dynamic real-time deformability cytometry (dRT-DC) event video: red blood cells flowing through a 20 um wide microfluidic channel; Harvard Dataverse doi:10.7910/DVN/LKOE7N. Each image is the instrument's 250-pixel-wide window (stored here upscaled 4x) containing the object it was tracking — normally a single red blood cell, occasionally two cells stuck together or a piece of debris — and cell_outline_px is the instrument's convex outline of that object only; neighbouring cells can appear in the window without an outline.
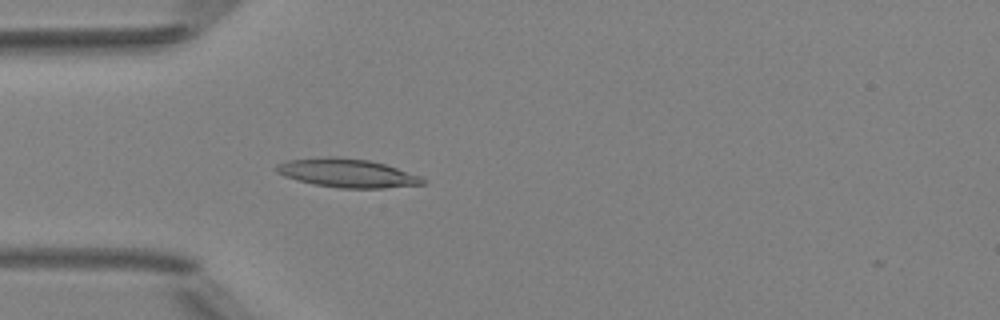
{"species": "Egyptian fruit bat (a non-hibernating species)", "species_latin": "Rousettus aegyptiacus", "temperature_condition": "room temperature", "stored_images_in_passage": 5, "camera_frame_rate_fps": 3000, "um_per_image_px": 0.085, "animal": {"sex": "female"}, "frame": {"image": 1, "passage_image": 5, "time_ms": 4.667, "image_size_px": [1000, 320], "cell_outline_px": [[424, 184], [384, 188], [340, 188], [312, 184], [284, 176], [276, 172], [272, 168], [276, 164], [288, 160], [320, 156], [340, 156], [368, 160], [384, 164], [420, 176], [424, 180]], "centroid_in_image_um": [29.42, 14.7], "position_along_channel_um": 55.6, "area_um2": 24.57}}